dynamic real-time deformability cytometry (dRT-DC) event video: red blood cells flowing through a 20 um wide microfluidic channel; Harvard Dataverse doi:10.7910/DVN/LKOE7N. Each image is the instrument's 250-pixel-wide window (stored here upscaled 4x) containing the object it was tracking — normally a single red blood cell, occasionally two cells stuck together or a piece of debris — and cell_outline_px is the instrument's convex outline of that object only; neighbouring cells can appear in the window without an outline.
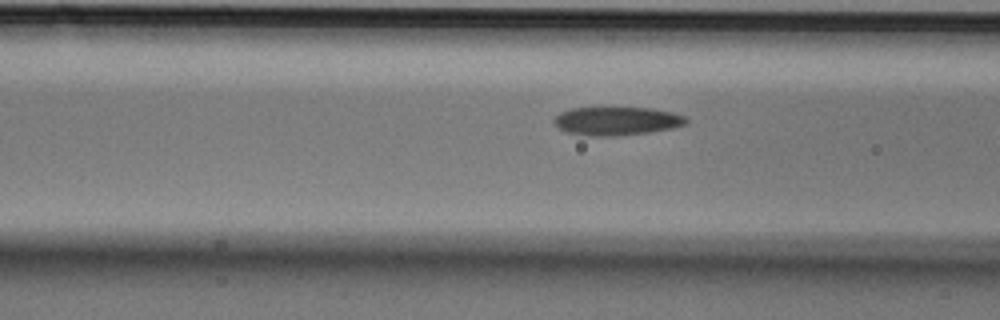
{"species": "Egyptian fruit bat (a non-hibernating species)", "species_latin": "Rousettus aegyptiacus", "temperature_condition": "cold", "stored_images_in_passage": 18, "camera_frame_rate_fps": 3000, "um_per_image_px": 0.085, "animal": {"sex": "male"}, "frame": {"image": 1, "passage_image": 16, "time_ms": 5.0, "image_size_px": [1000, 320], "cell_outline_px": [[688, 124], [672, 128], [648, 132], [616, 136], [592, 136], [568, 132], [560, 128], [552, 120], [560, 112], [572, 108], [612, 104], [652, 108], [672, 112], [684, 116], [688, 120]], "centroid_in_image_um": [52.43, 10.22], "position_along_channel_um": 114.2, "area_um2": 22.89}}